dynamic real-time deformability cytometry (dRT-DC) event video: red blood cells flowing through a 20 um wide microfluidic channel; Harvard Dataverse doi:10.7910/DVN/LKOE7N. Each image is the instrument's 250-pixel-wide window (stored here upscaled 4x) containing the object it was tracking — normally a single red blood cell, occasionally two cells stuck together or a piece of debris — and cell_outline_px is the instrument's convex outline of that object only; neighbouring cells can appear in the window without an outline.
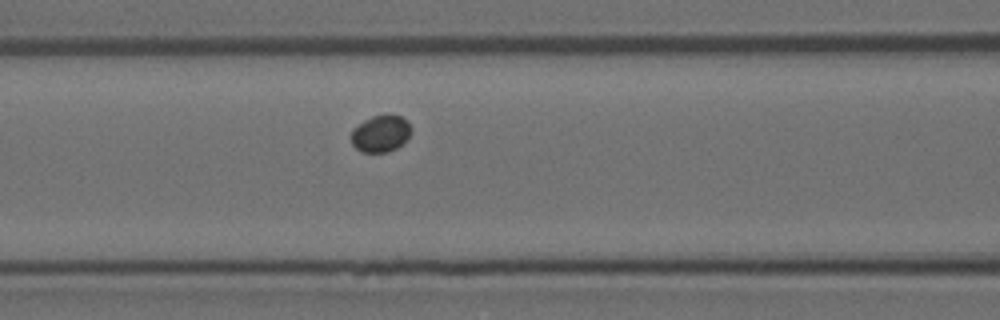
{"species": "Egyptian fruit bat (a non-hibernating species)", "species_latin": "Rousettus aegyptiacus", "temperature_condition": "room temperature", "stored_images_in_passage": 31, "camera_frame_rate_fps": 3000, "um_per_image_px": 0.085, "animal": {"sex": "female"}, "frame": {"image": 1, "passage_image": 6, "time_ms": 1.667, "image_size_px": [1000, 320], "cell_outline_px": [[412, 128], [408, 136], [396, 148], [388, 152], [360, 152], [352, 144], [352, 128], [364, 120], [372, 116], [400, 116], [408, 120]], "centroid_in_image_um": [32.34, 11.36], "position_along_channel_um": 134.3, "area_um2": 12.66}}
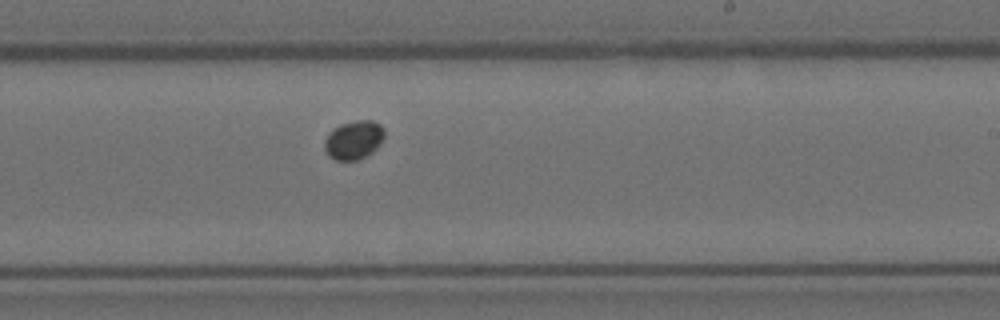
{"frame": {"image": 2, "passage_image": 16, "time_ms": 5.0, "image_size_px": [1000, 320], "cell_outline_px": [[384, 136], [380, 144], [372, 152], [356, 160], [336, 160], [328, 156], [324, 148], [324, 140], [328, 132], [332, 128], [340, 124], [356, 120], [372, 120], [380, 124], [384, 128]], "centroid_in_image_um": [30.04, 11.88], "position_along_channel_um": 259.0, "area_um2": 13.64}}
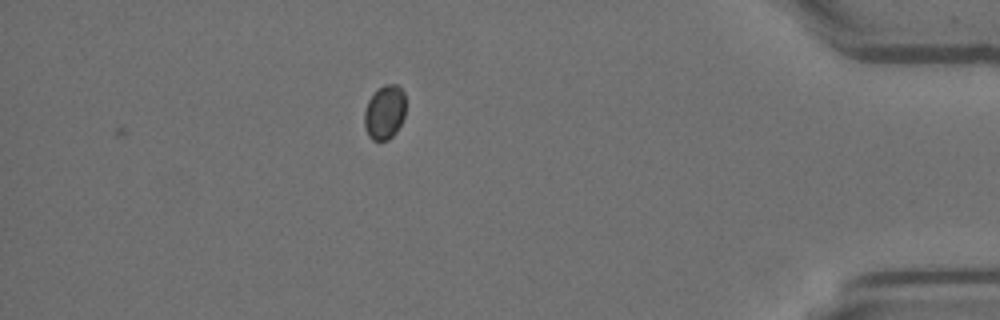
{"frame": {"image": 3, "passage_image": 31, "time_ms": 10.0, "image_size_px": [1000, 320], "cell_outline_px": [[404, 116], [396, 132], [388, 140], [372, 140], [368, 136], [364, 128], [364, 112], [368, 100], [384, 84], [396, 84], [404, 92]], "centroid_in_image_um": [32.67, 9.56], "position_along_channel_um": 402.5, "area_um2": 12.95}}